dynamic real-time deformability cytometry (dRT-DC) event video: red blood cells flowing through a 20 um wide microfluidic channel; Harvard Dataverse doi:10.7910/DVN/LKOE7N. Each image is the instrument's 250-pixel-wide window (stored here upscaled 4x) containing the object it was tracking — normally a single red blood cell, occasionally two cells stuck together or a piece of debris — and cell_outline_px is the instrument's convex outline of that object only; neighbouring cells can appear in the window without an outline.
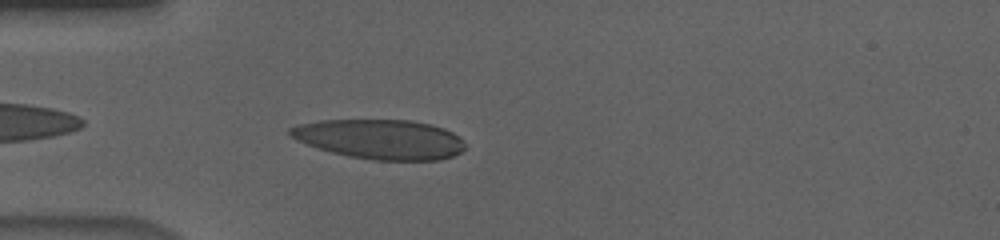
{"species": "human", "species_latin": "Homo sapiens", "temperature_condition": "cold", "stored_images_in_passage": 41, "camera_frame_rate_fps": 3000, "um_per_image_px": 0.085, "donor": {"sex": "male"}, "frame": {"image": 1, "passage_image": 2, "time_ms": 0.333, "image_size_px": [1000, 240], "cell_outline_px": [[464, 148], [460, 152], [452, 156], [440, 160], [372, 160], [348, 156], [332, 152], [296, 140], [288, 136], [288, 128], [296, 124], [320, 120], [408, 120], [428, 124], [444, 128], [460, 136], [464, 144]], "centroid_in_image_um": [32.28, 11.83], "position_along_channel_um": 52.7, "area_um2": 40.46}}
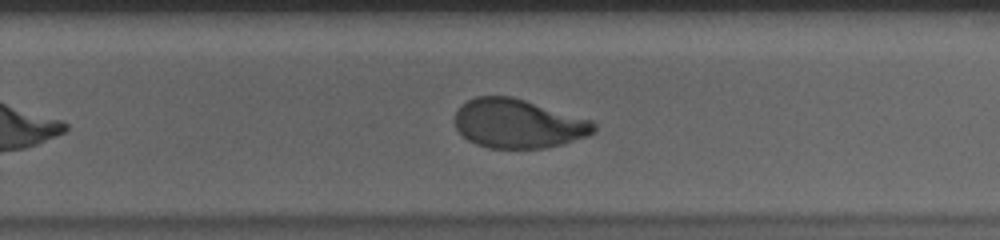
{"frame": {"image": 2, "passage_image": 22, "time_ms": 7.0, "image_size_px": [1000, 240], "cell_outline_px": [[596, 128], [588, 136], [564, 144], [544, 148], [488, 148], [476, 144], [468, 140], [456, 128], [456, 112], [460, 104], [476, 96], [512, 96], [592, 120], [596, 124]], "centroid_in_image_um": [44.05, 10.51], "position_along_channel_um": 285.8, "area_um2": 39.77}}
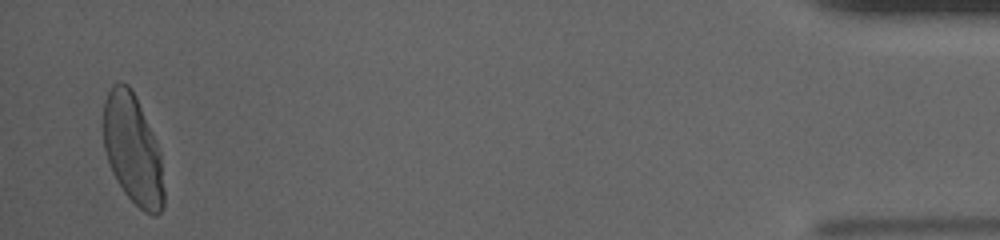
{"frame": {"image": 3, "passage_image": 40, "time_ms": 13.0, "image_size_px": [1000, 240], "cell_outline_px": [[164, 204], [160, 212], [156, 216], [152, 216], [144, 212], [124, 192], [116, 180], [112, 172], [104, 148], [100, 124], [104, 100], [112, 84], [120, 80], [128, 84], [132, 88], [136, 96], [156, 140], [160, 152], [164, 188]], "centroid_in_image_um": [11.25, 12.65], "position_along_channel_um": 424.0, "area_um2": 39.65}, "authors_computed_cell_mechanics": {"area_um2": 40.6912, "velocity_mm_per_s": 3.6672, "shape_relaxation_time_tau1_ms": 6.1419, "shape_relaxation_time_tau2_ms": 1.3724, "deformation_change_tau1": 0.2122, "deformation_change_tau2": 0.0619}}